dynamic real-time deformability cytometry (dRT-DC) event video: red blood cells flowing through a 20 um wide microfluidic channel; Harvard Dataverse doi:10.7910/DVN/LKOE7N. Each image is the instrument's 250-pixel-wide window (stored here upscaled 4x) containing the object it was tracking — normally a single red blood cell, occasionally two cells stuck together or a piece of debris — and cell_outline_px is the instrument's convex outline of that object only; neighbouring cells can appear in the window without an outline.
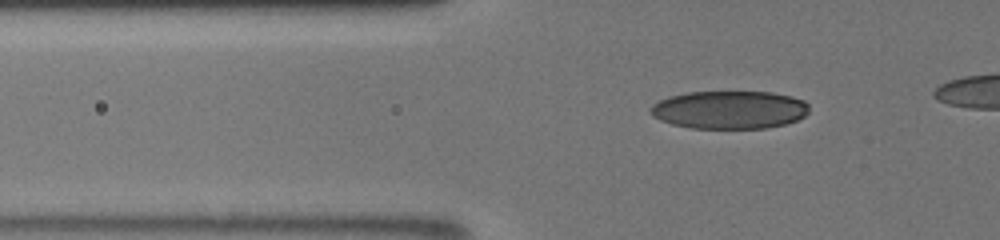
{"species": "human", "species_latin": "Homo sapiens", "temperature_condition": "room temperature", "stored_images_in_passage": 43, "camera_frame_rate_fps": 3000, "um_per_image_px": 0.085, "donor": {"sex": "male"}, "frame": {"image": 1, "passage_image": 12, "time_ms": 3.667, "image_size_px": [1000, 240], "cell_outline_px": [[808, 112], [804, 116], [796, 120], [784, 124], [768, 128], [692, 128], [672, 124], [660, 120], [652, 116], [648, 108], [652, 104], [668, 96], [688, 92], [772, 92], [792, 96], [804, 100], [808, 104]], "centroid_in_image_um": [61.98, 9.33], "position_along_channel_um": 63.8, "area_um2": 35.32}}
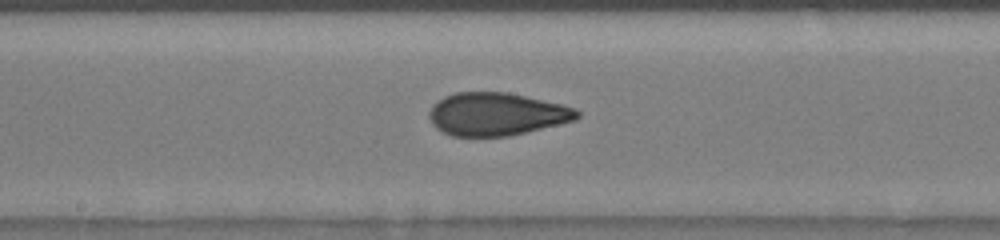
{"frame": {"image": 2, "passage_image": 24, "time_ms": 7.667, "image_size_px": [1000, 240], "cell_outline_px": [[580, 116], [576, 120], [560, 124], [508, 136], [452, 136], [436, 128], [432, 124], [428, 116], [428, 112], [432, 104], [444, 96], [456, 92], [508, 92], [560, 104], [576, 108], [580, 112]], "centroid_in_image_um": [42.18, 9.69], "position_along_channel_um": 206.0, "area_um2": 36.99}}
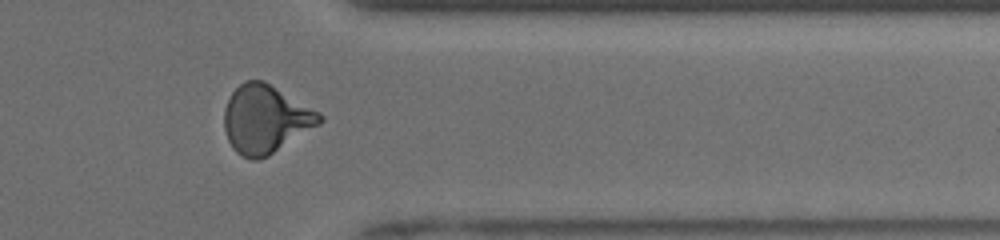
{"frame": {"image": 3, "passage_image": 38, "time_ms": 12.333, "image_size_px": [1000, 240], "cell_outline_px": [[324, 120], [320, 124], [268, 156], [260, 160], [252, 160], [236, 152], [232, 148], [228, 140], [224, 128], [224, 108], [232, 92], [244, 80], [264, 80], [320, 112], [324, 116]], "centroid_in_image_um": [22.57, 10.12], "position_along_channel_um": 388.8, "area_um2": 37.97}}